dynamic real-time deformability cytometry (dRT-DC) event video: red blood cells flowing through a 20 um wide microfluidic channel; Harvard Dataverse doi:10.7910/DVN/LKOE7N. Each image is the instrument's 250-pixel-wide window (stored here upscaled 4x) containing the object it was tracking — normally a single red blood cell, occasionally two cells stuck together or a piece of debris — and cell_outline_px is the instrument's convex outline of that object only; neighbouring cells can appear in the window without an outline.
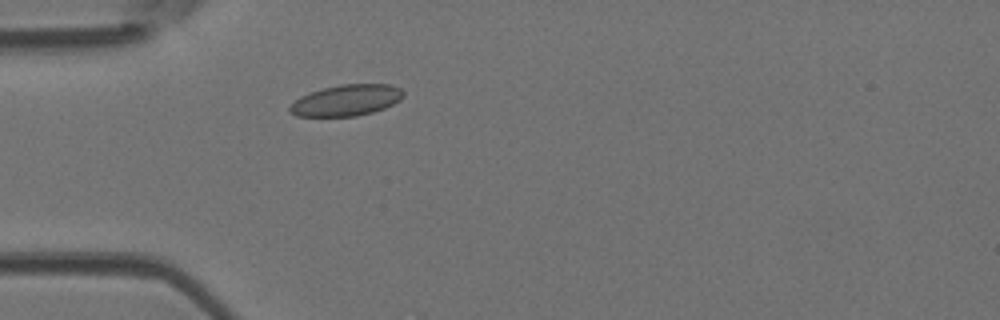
{"species": "Egyptian fruit bat (a non-hibernating species)", "species_latin": "Rousettus aegyptiacus", "temperature_condition": "room temperature", "stored_images_in_passage": 3, "camera_frame_rate_fps": 3000, "um_per_image_px": 0.085, "animal": {"sex": "female"}, "frame": {"image": 1, "passage_image": 3, "time_ms": 0.667, "image_size_px": [1000, 320], "cell_outline_px": [[404, 96], [400, 100], [384, 108], [372, 112], [356, 116], [296, 116], [288, 112], [288, 108], [300, 96], [324, 88], [340, 84], [392, 84], [400, 88], [404, 92]], "centroid_in_image_um": [29.45, 8.52], "position_along_channel_um": 55.5, "area_um2": 20.58}}